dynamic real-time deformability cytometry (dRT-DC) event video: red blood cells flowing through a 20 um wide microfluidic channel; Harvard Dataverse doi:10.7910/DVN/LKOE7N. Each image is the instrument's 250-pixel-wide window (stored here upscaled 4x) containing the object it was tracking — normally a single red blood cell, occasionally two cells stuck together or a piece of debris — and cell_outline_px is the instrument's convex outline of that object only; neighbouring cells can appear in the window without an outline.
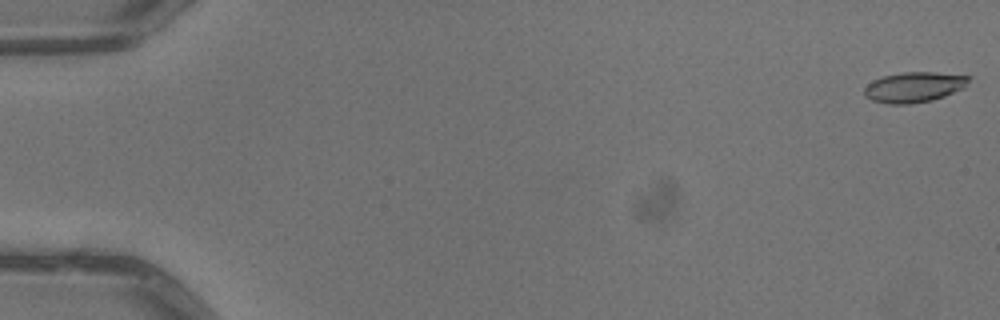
{"species": "common noctule bat (a hibernating species)", "species_latin": "Nyctalus noctula", "temperature_condition": "warm", "stored_images_in_passage": 5, "camera_frame_rate_fps": 3000, "um_per_image_px": 0.085, "animal": {"sex": "male", "body_mass_g": 13.3}, "frame": {"image": 1, "passage_image": 1, "time_ms": 0.0, "image_size_px": [1000, 320], "cell_outline_px": [[972, 76], [964, 88], [944, 96], [932, 100], [908, 104], [888, 104], [872, 100], [864, 96], [864, 88], [872, 80], [884, 76], [904, 72], [936, 72]], "centroid_in_image_um": [77.7, 7.4], "position_along_channel_um": 7.3, "area_um2": 18.5}}
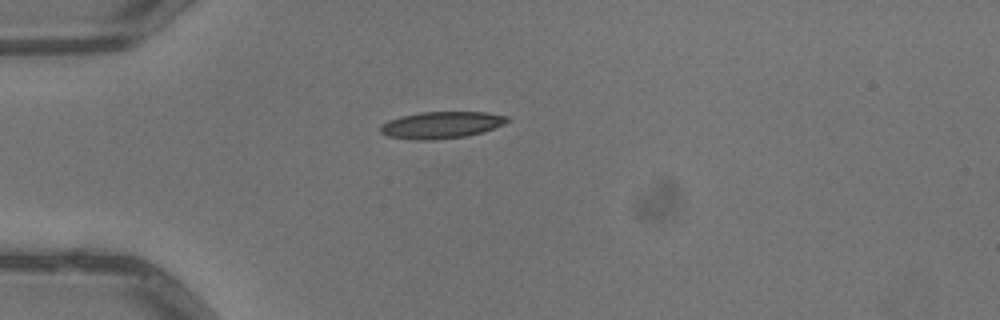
{"frame": {"image": 2, "passage_image": 5, "time_ms": 1.333, "image_size_px": [1000, 320], "cell_outline_px": [[512, 120], [504, 124], [484, 132], [468, 136], [432, 140], [412, 140], [388, 136], [380, 132], [380, 124], [388, 120], [400, 116], [420, 112], [488, 112], [508, 116]], "centroid_in_image_um": [37.53, 10.62], "position_along_channel_um": 47.5, "area_um2": 20.17}}